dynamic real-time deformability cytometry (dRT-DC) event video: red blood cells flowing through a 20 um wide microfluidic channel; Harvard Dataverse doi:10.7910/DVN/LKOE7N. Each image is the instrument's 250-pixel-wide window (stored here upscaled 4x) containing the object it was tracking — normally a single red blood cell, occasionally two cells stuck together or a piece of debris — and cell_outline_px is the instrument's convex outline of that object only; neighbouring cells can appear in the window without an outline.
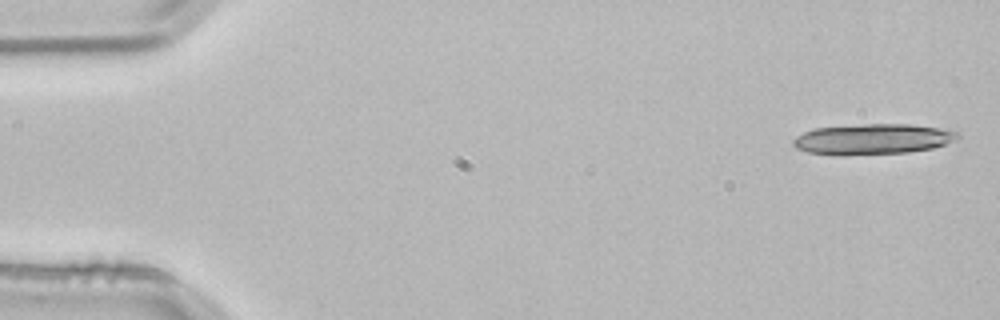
{"species": "common noctule bat (a hibernating species)", "species_latin": "Nyctalus noctula", "temperature_condition": "room temperature", "stored_images_in_passage": 3, "camera_frame_rate_fps": 3000, "um_per_image_px": 0.085, "animal": {"sex": "male", "body_mass_g": 21.5, "forearm_length_mm": 52.0}, "frame": {"image": 1, "passage_image": 1, "time_ms": 0.0, "image_size_px": [1000, 320], "cell_outline_px": [[960, 136], [956, 140], [932, 148], [908, 152], [808, 152], [796, 148], [792, 144], [792, 140], [796, 136], [804, 132], [816, 128], [864, 124], [908, 124], [936, 128], [956, 132]], "centroid_in_image_um": [74.21, 11.78], "position_along_channel_um": 10.8, "area_um2": 27.74}}